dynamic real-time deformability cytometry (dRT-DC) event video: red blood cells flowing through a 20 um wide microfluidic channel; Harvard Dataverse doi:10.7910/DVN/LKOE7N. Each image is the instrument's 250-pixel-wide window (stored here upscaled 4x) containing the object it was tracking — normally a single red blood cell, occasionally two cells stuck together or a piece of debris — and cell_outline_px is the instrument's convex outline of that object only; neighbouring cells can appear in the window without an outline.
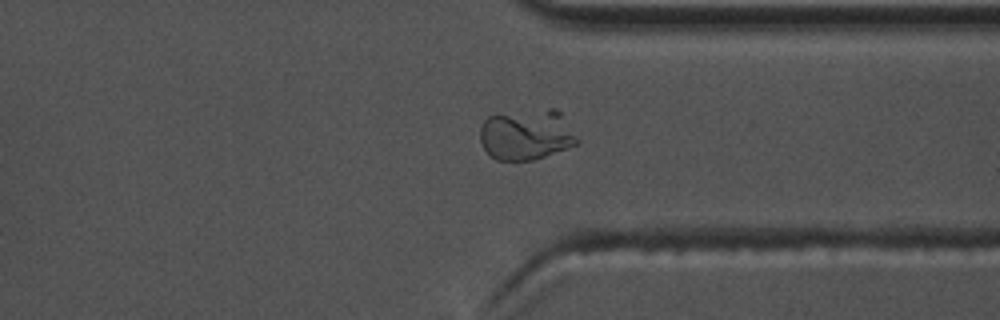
{"species": "common noctule bat (a hibernating species)", "species_latin": "Nyctalus noctula", "temperature_condition": "warm", "stored_images_in_passage": 50, "camera_frame_rate_fps": 3000, "um_per_image_px": 0.085, "animal": {"sex": "male", "body_mass_g": 17.5, "forearm_length_mm": 52.3}, "frame": {"image": 1, "passage_image": 36, "time_ms": 11.667, "image_size_px": [1000, 320], "cell_outline_px": [[580, 140], [576, 144], [568, 148], [532, 160], [496, 160], [484, 148], [480, 140], [480, 128], [484, 120], [488, 116], [508, 116], [560, 132], [572, 136]], "centroid_in_image_um": [44.29, 11.83], "position_along_channel_um": 367.1, "area_um2": 21.79}}
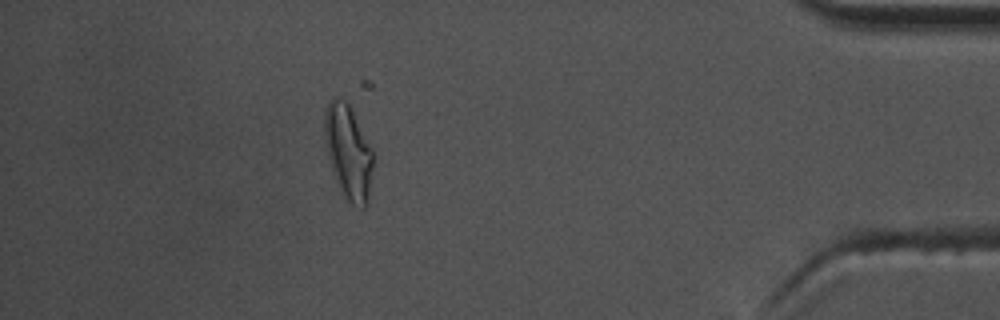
{"frame": {"image": 2, "passage_image": 43, "time_ms": 14.0, "image_size_px": [1000, 320], "cell_outline_px": [[372, 168], [368, 204], [364, 208], [360, 208], [352, 204], [348, 200], [340, 188], [332, 168], [328, 156], [324, 132], [324, 108], [332, 96], [336, 96], [344, 100], [352, 108], [372, 148]], "centroid_in_image_um": [29.6, 12.86], "position_along_channel_um": 405.6, "area_um2": 26.59}}